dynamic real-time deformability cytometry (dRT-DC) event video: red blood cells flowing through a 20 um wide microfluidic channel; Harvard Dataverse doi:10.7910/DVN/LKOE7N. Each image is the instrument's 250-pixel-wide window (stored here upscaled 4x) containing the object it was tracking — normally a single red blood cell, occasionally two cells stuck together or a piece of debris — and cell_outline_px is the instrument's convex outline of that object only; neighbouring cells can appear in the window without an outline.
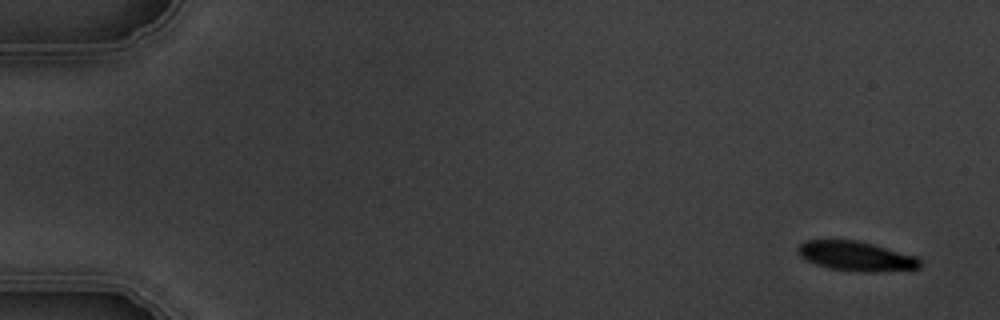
{"species": "common noctule bat (a hibernating species)", "species_latin": "Nyctalus noctula", "temperature_condition": "warm", "stored_images_in_passage": 6, "camera_frame_rate_fps": 3000, "um_per_image_px": 0.085, "animal": {"sex": "male", "body_mass_g": 19.5, "forearm_length_mm": 54.6}, "frame": {"image": 1, "passage_image": 1, "time_ms": 0.0, "image_size_px": [1000, 320], "cell_outline_px": [[920, 268], [876, 272], [856, 272], [828, 268], [804, 260], [800, 256], [796, 248], [804, 240], [856, 240], [872, 244], [916, 256], [920, 260]], "centroid_in_image_um": [72.72, 21.78], "position_along_channel_um": 12.3, "area_um2": 21.1}}